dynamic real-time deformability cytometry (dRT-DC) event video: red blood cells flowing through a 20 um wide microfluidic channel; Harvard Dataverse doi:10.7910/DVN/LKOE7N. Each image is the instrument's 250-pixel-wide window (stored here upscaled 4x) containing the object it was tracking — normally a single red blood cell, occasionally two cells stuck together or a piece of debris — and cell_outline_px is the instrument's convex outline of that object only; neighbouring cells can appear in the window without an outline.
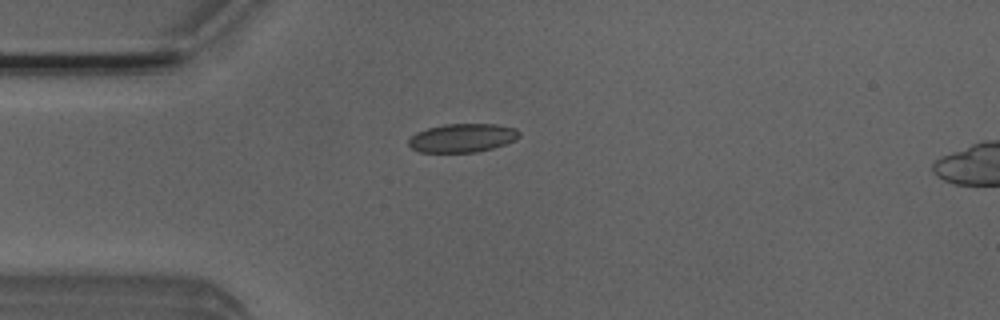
{"species": "Egyptian fruit bat (a non-hibernating species)", "species_latin": "Rousettus aegyptiacus", "temperature_condition": "room temperature", "stored_images_in_passage": 6, "camera_frame_rate_fps": 3000, "um_per_image_px": 0.085, "animal": {"sex": "male"}, "frame": {"image": 1, "passage_image": 6, "time_ms": 1.667, "image_size_px": [1000, 320], "cell_outline_px": [[520, 136], [516, 140], [492, 148], [476, 152], [420, 152], [412, 148], [408, 144], [408, 140], [416, 132], [428, 128], [444, 124], [496, 124], [516, 128], [520, 132]], "centroid_in_image_um": [39.31, 11.72], "position_along_channel_um": 45.7, "area_um2": 18.44}}